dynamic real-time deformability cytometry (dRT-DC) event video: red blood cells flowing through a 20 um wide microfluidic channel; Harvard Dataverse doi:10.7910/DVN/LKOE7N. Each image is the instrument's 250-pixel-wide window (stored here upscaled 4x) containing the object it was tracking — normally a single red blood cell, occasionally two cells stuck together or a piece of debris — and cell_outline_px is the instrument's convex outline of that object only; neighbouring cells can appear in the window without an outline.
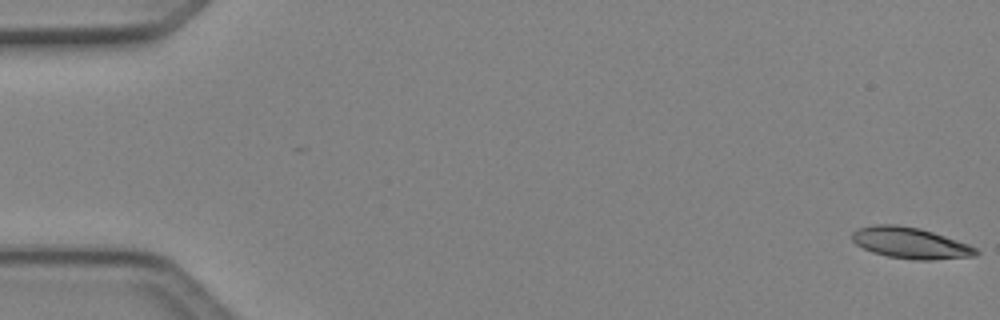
{"species": "Egyptian fruit bat (a non-hibernating species)", "species_latin": "Rousettus aegyptiacus", "temperature_condition": "cold", "stored_images_in_passage": 4, "camera_frame_rate_fps": 3000, "um_per_image_px": 0.085, "animal": {"sex": "female"}, "frame": {"image": 1, "passage_image": 1, "time_ms": 0.0, "image_size_px": [1000, 320], "cell_outline_px": [[980, 252], [976, 256], [932, 260], [912, 260], [888, 256], [872, 252], [856, 244], [852, 240], [852, 232], [856, 228], [876, 224], [896, 224], [920, 228], [968, 244], [976, 248]], "centroid_in_image_um": [77.37, 20.65], "position_along_channel_um": 7.6, "area_um2": 22.54}}